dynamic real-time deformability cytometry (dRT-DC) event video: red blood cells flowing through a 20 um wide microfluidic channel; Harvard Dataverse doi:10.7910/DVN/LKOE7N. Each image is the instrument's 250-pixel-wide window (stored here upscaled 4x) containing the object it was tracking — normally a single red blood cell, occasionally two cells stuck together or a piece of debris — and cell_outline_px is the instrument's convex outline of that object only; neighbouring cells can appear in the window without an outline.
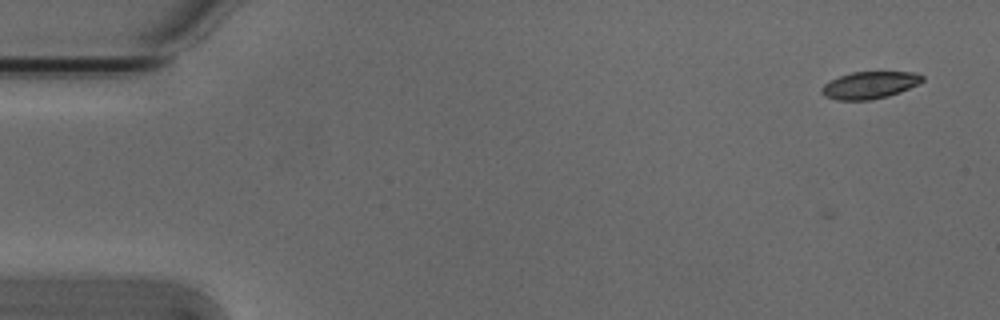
{"species": "Egyptian fruit bat (a non-hibernating species)", "species_latin": "Rousettus aegyptiacus", "temperature_condition": "cold", "stored_images_in_passage": 5, "camera_frame_rate_fps": 3000, "um_per_image_px": 0.085, "animal": {"sex": "male"}, "frame": {"image": 1, "passage_image": 1, "time_ms": 0.0, "image_size_px": [1000, 320], "cell_outline_px": [[924, 80], [920, 84], [900, 92], [888, 96], [872, 100], [836, 100], [824, 96], [820, 92], [820, 88], [824, 84], [840, 76], [852, 72], [916, 72], [924, 76]], "centroid_in_image_um": [73.94, 7.24], "position_along_channel_um": 11.1, "area_um2": 16.07}}